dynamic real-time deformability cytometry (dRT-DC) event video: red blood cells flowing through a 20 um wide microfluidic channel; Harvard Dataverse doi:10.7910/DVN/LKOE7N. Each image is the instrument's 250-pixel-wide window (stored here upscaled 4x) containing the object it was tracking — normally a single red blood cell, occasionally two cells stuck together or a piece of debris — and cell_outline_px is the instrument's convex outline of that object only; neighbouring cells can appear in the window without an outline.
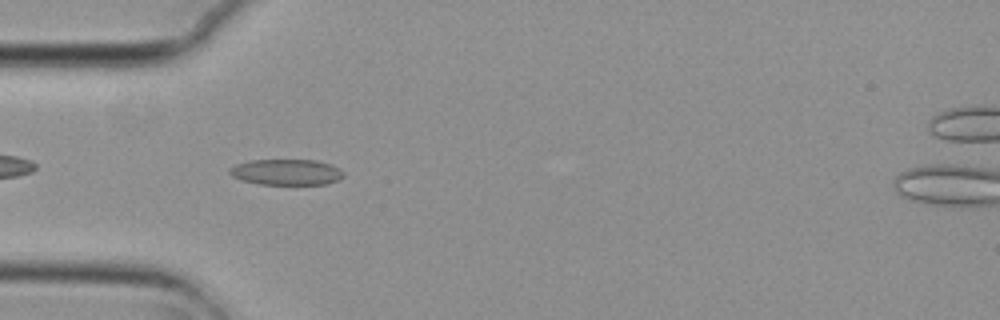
{"species": "common noctule bat (a hibernating species)", "species_latin": "Nyctalus noctula", "temperature_condition": "cold", "stored_images_in_passage": 6, "camera_frame_rate_fps": 3000, "um_per_image_px": 0.085, "animal": {"sex": "female", "body_mass_g": 29.2, "forearm_length_mm": 56.3}, "frame": {"image": 1, "passage_image": 4, "time_ms": 1.0, "image_size_px": [1000, 320], "cell_outline_px": [[344, 176], [328, 184], [256, 184], [240, 180], [232, 176], [228, 172], [228, 168], [236, 164], [252, 160], [316, 160], [332, 164], [340, 168], [344, 172]], "centroid_in_image_um": [24.33, 14.63], "position_along_channel_um": 60.7, "area_um2": 17.34}}
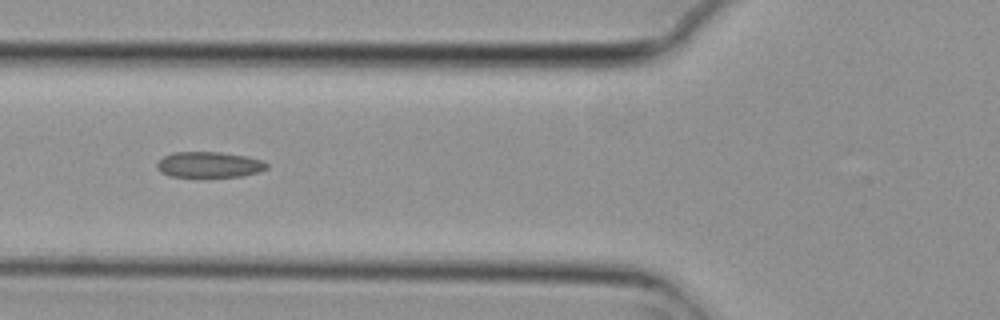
{"frame": {"image": 2, "passage_image": 5, "time_ms": 1.333, "image_size_px": [1000, 320], "cell_outline_px": [[268, 168], [260, 172], [240, 176], [196, 180], [172, 176], [160, 172], [156, 168], [156, 164], [164, 156], [172, 152], [220, 152], [248, 156], [264, 160], [268, 164]], "centroid_in_image_um": [17.78, 14.04], "position_along_channel_um": 108.0, "area_um2": 17.46}}
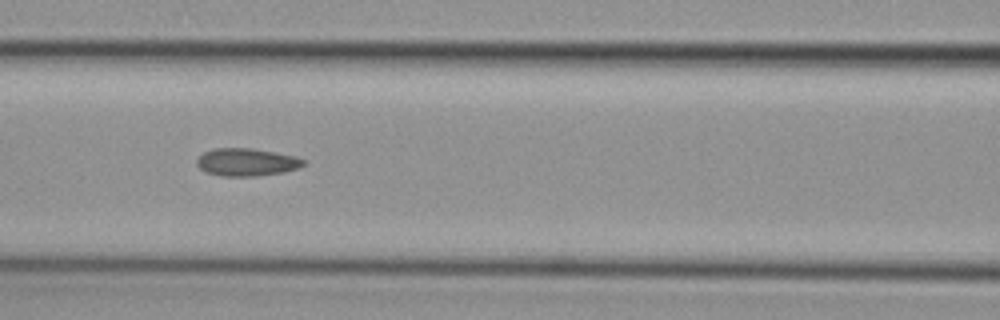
{"frame": {"image": 3, "passage_image": 6, "time_ms": 1.667, "image_size_px": [1000, 320], "cell_outline_px": [[304, 164], [300, 168], [284, 172], [256, 176], [220, 176], [204, 172], [196, 164], [196, 160], [204, 152], [216, 148], [252, 148], [296, 156], [304, 160]], "centroid_in_image_um": [20.95, 13.79], "position_along_channel_um": 145.6, "area_um2": 17.28}}